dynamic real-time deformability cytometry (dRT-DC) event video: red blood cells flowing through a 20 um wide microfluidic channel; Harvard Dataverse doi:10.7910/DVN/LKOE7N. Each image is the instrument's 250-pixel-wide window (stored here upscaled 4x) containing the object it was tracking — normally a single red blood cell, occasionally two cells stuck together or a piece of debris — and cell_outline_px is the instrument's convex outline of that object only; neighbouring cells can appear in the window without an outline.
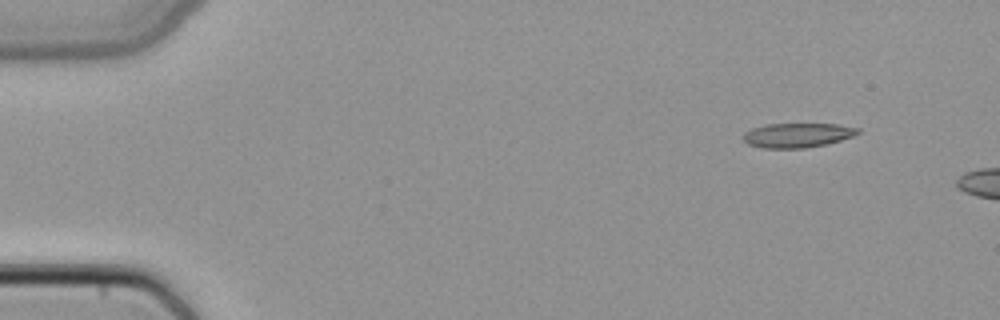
{"species": "common noctule bat (a hibernating species)", "species_latin": "Nyctalus noctula", "temperature_condition": "cold", "stored_images_in_passage": 3, "camera_frame_rate_fps": 3000, "um_per_image_px": 0.085, "animal": {"sex": "female", "body_mass_g": 22.7, "forearm_length_mm": 54.2}, "frame": {"image": 1, "passage_image": 1, "time_ms": 0.0, "image_size_px": [1000, 320], "cell_outline_px": [[860, 132], [852, 136], [828, 144], [804, 148], [764, 148], [748, 144], [744, 140], [744, 132], [752, 128], [764, 124], [840, 124], [860, 128]], "centroid_in_image_um": [67.79, 11.49], "position_along_channel_um": 17.2, "area_um2": 16.36}}